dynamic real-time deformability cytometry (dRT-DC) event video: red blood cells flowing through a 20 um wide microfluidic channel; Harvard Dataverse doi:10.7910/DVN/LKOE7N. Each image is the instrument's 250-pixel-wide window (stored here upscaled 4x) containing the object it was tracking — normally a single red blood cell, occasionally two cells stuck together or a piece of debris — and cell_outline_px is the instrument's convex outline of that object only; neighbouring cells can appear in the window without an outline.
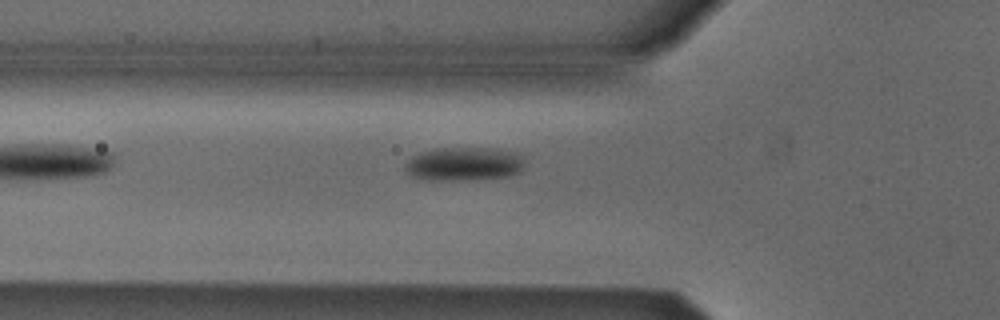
{"species": "Egyptian fruit bat (a non-hibernating species)", "species_latin": "Rousettus aegyptiacus", "temperature_condition": "cold", "stored_images_in_passage": 2, "camera_frame_rate_fps": 3000, "um_per_image_px": 0.085, "animal": {"sex": "male"}, "frame": {"image": 1, "passage_image": 2, "time_ms": 0.333, "image_size_px": [1000, 320], "cell_outline_px": [[524, 168], [520, 172], [508, 176], [460, 180], [428, 180], [412, 176], [404, 168], [404, 164], [412, 156], [420, 152], [436, 148], [492, 148], [520, 152], [524, 160]], "centroid_in_image_um": [39.46, 13.92], "position_along_channel_um": 86.3, "area_um2": 23.64}}